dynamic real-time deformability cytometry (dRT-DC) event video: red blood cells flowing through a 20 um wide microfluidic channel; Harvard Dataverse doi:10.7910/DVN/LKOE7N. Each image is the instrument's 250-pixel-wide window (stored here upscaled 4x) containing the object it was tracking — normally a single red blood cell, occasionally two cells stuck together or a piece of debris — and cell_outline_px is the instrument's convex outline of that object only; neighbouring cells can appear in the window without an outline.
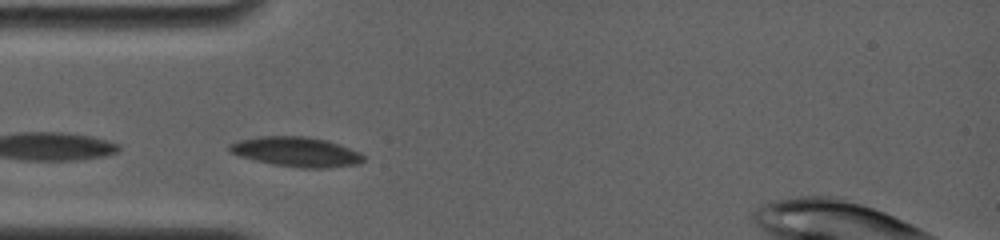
{"species": "common noctule bat (a hibernating species)", "species_latin": "Nyctalus noctula", "temperature_condition": "room temperature", "stored_images_in_passage": 7, "camera_frame_rate_fps": 4000, "um_per_image_px": 0.085, "animal": {"sex": "female", "body_mass_g": 19.0, "forearm_length_mm": 56.7}, "frame": {"image": 1, "passage_image": 2, "time_ms": 0.5, "image_size_px": [1000, 240], "cell_outline_px": [[364, 160], [360, 164], [328, 168], [300, 168], [272, 164], [240, 156], [228, 152], [228, 144], [240, 140], [260, 136], [304, 136], [324, 140], [340, 144], [360, 152], [364, 156]], "centroid_in_image_um": [25.19, 12.91], "position_along_channel_um": 59.8, "area_um2": 23.29}}